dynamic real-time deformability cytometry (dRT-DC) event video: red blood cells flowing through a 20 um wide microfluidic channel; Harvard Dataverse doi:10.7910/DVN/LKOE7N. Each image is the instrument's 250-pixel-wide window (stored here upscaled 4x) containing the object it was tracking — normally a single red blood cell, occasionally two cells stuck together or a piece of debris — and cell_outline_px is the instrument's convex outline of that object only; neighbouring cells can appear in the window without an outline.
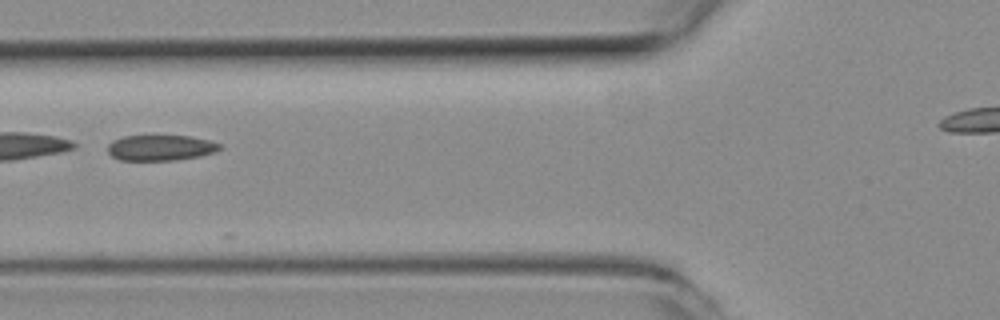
{"species": "common noctule bat (a hibernating species)", "species_latin": "Nyctalus noctula", "temperature_condition": "room temperature", "stored_images_in_passage": 11, "camera_frame_rate_fps": 3000, "um_per_image_px": 0.085, "animal": {"sex": "female", "body_mass_g": 19.3, "forearm_length_mm": 54.1}, "frame": {"image": 1, "passage_image": 6, "time_ms": 1.667, "image_size_px": [1000, 320], "cell_outline_px": [[224, 148], [200, 156], [176, 160], [120, 160], [112, 156], [108, 152], [108, 144], [112, 140], [124, 136], [192, 136], [208, 140], [220, 144]], "centroid_in_image_um": [13.64, 12.56], "position_along_channel_um": 112.2, "area_um2": 16.7}}
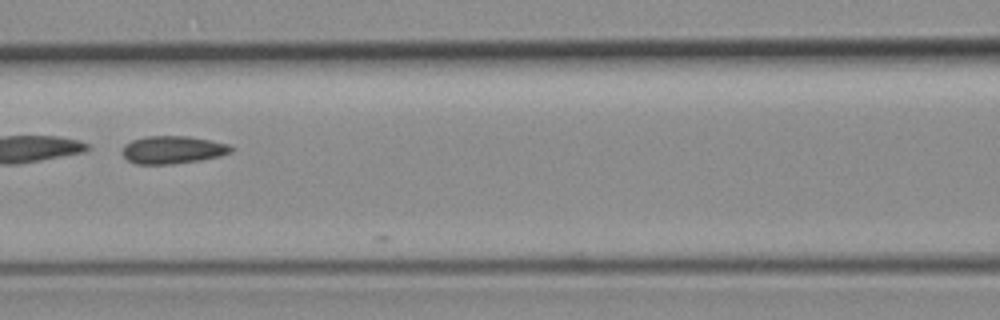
{"frame": {"image": 2, "passage_image": 9, "time_ms": 2.667, "image_size_px": [1000, 320], "cell_outline_px": [[232, 152], [220, 156], [200, 160], [172, 164], [136, 164], [128, 160], [120, 152], [124, 144], [132, 140], [144, 136], [188, 136], [228, 144], [232, 148]], "centroid_in_image_um": [14.63, 12.73], "position_along_channel_um": 152.0, "area_um2": 17.63}}